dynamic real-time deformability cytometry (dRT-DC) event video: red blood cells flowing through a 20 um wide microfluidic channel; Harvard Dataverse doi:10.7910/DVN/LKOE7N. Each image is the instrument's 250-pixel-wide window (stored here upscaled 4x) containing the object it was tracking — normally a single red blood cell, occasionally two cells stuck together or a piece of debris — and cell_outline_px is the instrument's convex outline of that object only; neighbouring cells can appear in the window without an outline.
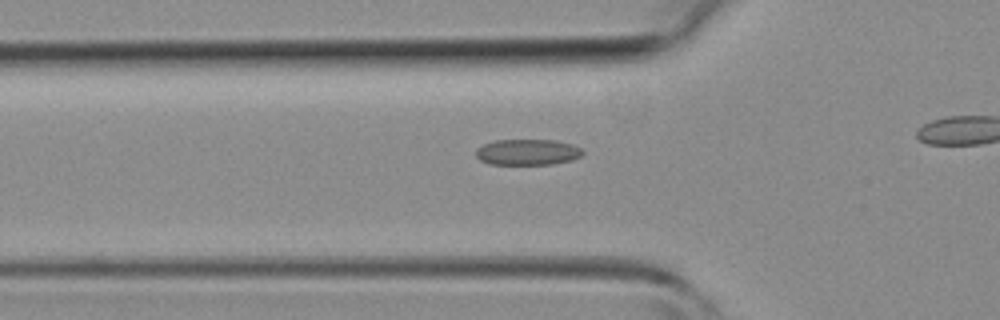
{"species": "common noctule bat (a hibernating species)", "species_latin": "Nyctalus noctula", "temperature_condition": "room temperature", "stored_images_in_passage": 22, "camera_frame_rate_fps": 3000, "um_per_image_px": 0.085, "animal": {"sex": "female", "body_mass_g": 19.3, "forearm_length_mm": 54.1}, "frame": {"image": 1, "passage_image": 3, "time_ms": 0.667, "image_size_px": [1000, 320], "cell_outline_px": [[584, 152], [580, 156], [572, 160], [552, 164], [488, 164], [480, 160], [476, 156], [476, 148], [484, 144], [496, 140], [556, 140], [572, 144], [580, 148]], "centroid_in_image_um": [44.83, 12.93], "position_along_channel_um": 81.0, "area_um2": 16.13}}
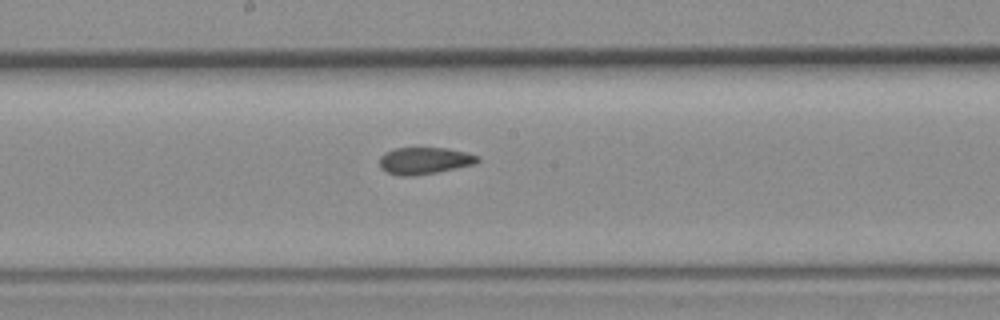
{"frame": {"image": 2, "passage_image": 11, "time_ms": 3.333, "image_size_px": [1000, 320], "cell_outline_px": [[480, 160], [476, 164], [436, 172], [412, 176], [400, 176], [388, 172], [380, 168], [380, 156], [384, 152], [396, 148], [448, 148], [480, 156]], "centroid_in_image_um": [36.08, 13.65], "position_along_channel_um": 212.1, "area_um2": 15.37}}
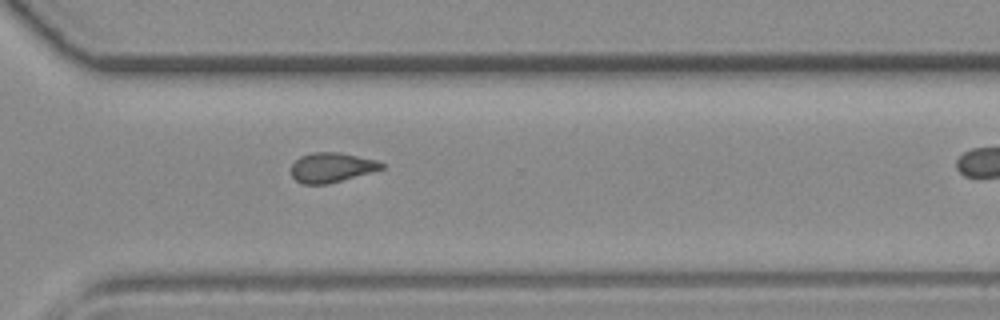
{"frame": {"image": 3, "passage_image": 19, "time_ms": 6.0, "image_size_px": [1000, 320], "cell_outline_px": [[384, 168], [372, 172], [328, 184], [304, 184], [296, 180], [292, 176], [292, 164], [300, 156], [312, 152], [340, 152], [376, 160], [384, 164]], "centroid_in_image_um": [28.19, 14.23], "position_along_channel_um": 342.4, "area_um2": 15.61}}